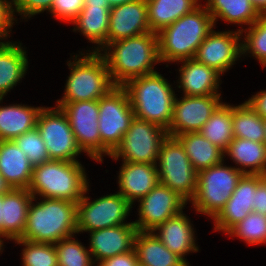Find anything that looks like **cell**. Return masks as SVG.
<instances>
[{
	"label": "cell",
	"mask_w": 266,
	"mask_h": 266,
	"mask_svg": "<svg viewBox=\"0 0 266 266\" xmlns=\"http://www.w3.org/2000/svg\"><path fill=\"white\" fill-rule=\"evenodd\" d=\"M101 51L115 86L157 72L153 66L160 62L158 36L154 32L110 42Z\"/></svg>",
	"instance_id": "6da1fadb"
},
{
	"label": "cell",
	"mask_w": 266,
	"mask_h": 266,
	"mask_svg": "<svg viewBox=\"0 0 266 266\" xmlns=\"http://www.w3.org/2000/svg\"><path fill=\"white\" fill-rule=\"evenodd\" d=\"M32 198L27 221L20 239L35 243L56 244L77 233V203L44 198L36 204Z\"/></svg>",
	"instance_id": "7a4b0ae2"
},
{
	"label": "cell",
	"mask_w": 266,
	"mask_h": 266,
	"mask_svg": "<svg viewBox=\"0 0 266 266\" xmlns=\"http://www.w3.org/2000/svg\"><path fill=\"white\" fill-rule=\"evenodd\" d=\"M199 5L157 33L160 62L193 59L199 45L213 30L214 20L206 7Z\"/></svg>",
	"instance_id": "3957f363"
},
{
	"label": "cell",
	"mask_w": 266,
	"mask_h": 266,
	"mask_svg": "<svg viewBox=\"0 0 266 266\" xmlns=\"http://www.w3.org/2000/svg\"><path fill=\"white\" fill-rule=\"evenodd\" d=\"M122 87L128 94L134 117L169 131L175 92L161 74L154 72L136 77Z\"/></svg>",
	"instance_id": "277c9868"
},
{
	"label": "cell",
	"mask_w": 266,
	"mask_h": 266,
	"mask_svg": "<svg viewBox=\"0 0 266 266\" xmlns=\"http://www.w3.org/2000/svg\"><path fill=\"white\" fill-rule=\"evenodd\" d=\"M89 188L86 173L78 161L50 160L33 167L28 191L33 197L78 203Z\"/></svg>",
	"instance_id": "5b68a950"
},
{
	"label": "cell",
	"mask_w": 266,
	"mask_h": 266,
	"mask_svg": "<svg viewBox=\"0 0 266 266\" xmlns=\"http://www.w3.org/2000/svg\"><path fill=\"white\" fill-rule=\"evenodd\" d=\"M68 66L71 67L70 75L57 106L60 103L99 100L115 87L101 52L93 51L78 59L76 55L75 61H68Z\"/></svg>",
	"instance_id": "8992f818"
},
{
	"label": "cell",
	"mask_w": 266,
	"mask_h": 266,
	"mask_svg": "<svg viewBox=\"0 0 266 266\" xmlns=\"http://www.w3.org/2000/svg\"><path fill=\"white\" fill-rule=\"evenodd\" d=\"M244 173L223 163L198 172L197 188L192 204L195 210L212 219L225 206Z\"/></svg>",
	"instance_id": "52a82bcc"
},
{
	"label": "cell",
	"mask_w": 266,
	"mask_h": 266,
	"mask_svg": "<svg viewBox=\"0 0 266 266\" xmlns=\"http://www.w3.org/2000/svg\"><path fill=\"white\" fill-rule=\"evenodd\" d=\"M159 183L177 192L186 201L196 193L198 172L193 168L183 145L176 137L167 136L158 154Z\"/></svg>",
	"instance_id": "ba28073f"
},
{
	"label": "cell",
	"mask_w": 266,
	"mask_h": 266,
	"mask_svg": "<svg viewBox=\"0 0 266 266\" xmlns=\"http://www.w3.org/2000/svg\"><path fill=\"white\" fill-rule=\"evenodd\" d=\"M99 132L102 154H111L121 144L134 118V111L127 92L122 86H115L98 100Z\"/></svg>",
	"instance_id": "9c48e42d"
},
{
	"label": "cell",
	"mask_w": 266,
	"mask_h": 266,
	"mask_svg": "<svg viewBox=\"0 0 266 266\" xmlns=\"http://www.w3.org/2000/svg\"><path fill=\"white\" fill-rule=\"evenodd\" d=\"M168 133L158 125L134 117L121 144L111 154L123 162L157 164L160 147Z\"/></svg>",
	"instance_id": "30bf717a"
},
{
	"label": "cell",
	"mask_w": 266,
	"mask_h": 266,
	"mask_svg": "<svg viewBox=\"0 0 266 266\" xmlns=\"http://www.w3.org/2000/svg\"><path fill=\"white\" fill-rule=\"evenodd\" d=\"M41 138L44 140L50 160L77 161L81 152L65 112L60 108H42L37 118Z\"/></svg>",
	"instance_id": "8fae6325"
},
{
	"label": "cell",
	"mask_w": 266,
	"mask_h": 266,
	"mask_svg": "<svg viewBox=\"0 0 266 266\" xmlns=\"http://www.w3.org/2000/svg\"><path fill=\"white\" fill-rule=\"evenodd\" d=\"M132 205L119 193L89 202L83 196L77 203V233L119 226L129 215Z\"/></svg>",
	"instance_id": "7c38bea8"
},
{
	"label": "cell",
	"mask_w": 266,
	"mask_h": 266,
	"mask_svg": "<svg viewBox=\"0 0 266 266\" xmlns=\"http://www.w3.org/2000/svg\"><path fill=\"white\" fill-rule=\"evenodd\" d=\"M70 123L78 146L96 162H102L98 100L60 103Z\"/></svg>",
	"instance_id": "4fadbf2b"
},
{
	"label": "cell",
	"mask_w": 266,
	"mask_h": 266,
	"mask_svg": "<svg viewBox=\"0 0 266 266\" xmlns=\"http://www.w3.org/2000/svg\"><path fill=\"white\" fill-rule=\"evenodd\" d=\"M139 220L134 221L138 231H153L165 220L182 212L187 201L177 192L158 183L139 200Z\"/></svg>",
	"instance_id": "5bb4252c"
},
{
	"label": "cell",
	"mask_w": 266,
	"mask_h": 266,
	"mask_svg": "<svg viewBox=\"0 0 266 266\" xmlns=\"http://www.w3.org/2000/svg\"><path fill=\"white\" fill-rule=\"evenodd\" d=\"M220 95L175 97L168 136L199 132L216 108L222 103Z\"/></svg>",
	"instance_id": "9a60e30c"
},
{
	"label": "cell",
	"mask_w": 266,
	"mask_h": 266,
	"mask_svg": "<svg viewBox=\"0 0 266 266\" xmlns=\"http://www.w3.org/2000/svg\"><path fill=\"white\" fill-rule=\"evenodd\" d=\"M243 31V29L235 32L212 30L199 45L194 59L223 74L242 55V42L239 38Z\"/></svg>",
	"instance_id": "2e32d148"
},
{
	"label": "cell",
	"mask_w": 266,
	"mask_h": 266,
	"mask_svg": "<svg viewBox=\"0 0 266 266\" xmlns=\"http://www.w3.org/2000/svg\"><path fill=\"white\" fill-rule=\"evenodd\" d=\"M264 177L263 175L251 174L242 176L225 206L212 219L215 221V231L227 233L253 211L257 184Z\"/></svg>",
	"instance_id": "e0dca14e"
},
{
	"label": "cell",
	"mask_w": 266,
	"mask_h": 266,
	"mask_svg": "<svg viewBox=\"0 0 266 266\" xmlns=\"http://www.w3.org/2000/svg\"><path fill=\"white\" fill-rule=\"evenodd\" d=\"M149 32L146 0L111 7L107 44Z\"/></svg>",
	"instance_id": "ac0fdd59"
},
{
	"label": "cell",
	"mask_w": 266,
	"mask_h": 266,
	"mask_svg": "<svg viewBox=\"0 0 266 266\" xmlns=\"http://www.w3.org/2000/svg\"><path fill=\"white\" fill-rule=\"evenodd\" d=\"M136 225L131 222L90 232V253L98 264L108 258L134 251Z\"/></svg>",
	"instance_id": "d6986e66"
},
{
	"label": "cell",
	"mask_w": 266,
	"mask_h": 266,
	"mask_svg": "<svg viewBox=\"0 0 266 266\" xmlns=\"http://www.w3.org/2000/svg\"><path fill=\"white\" fill-rule=\"evenodd\" d=\"M119 172L118 193L131 205L159 183L157 164L124 162Z\"/></svg>",
	"instance_id": "ffe728a7"
},
{
	"label": "cell",
	"mask_w": 266,
	"mask_h": 266,
	"mask_svg": "<svg viewBox=\"0 0 266 266\" xmlns=\"http://www.w3.org/2000/svg\"><path fill=\"white\" fill-rule=\"evenodd\" d=\"M32 198L28 189L12 188L2 194L1 236L9 240L22 237Z\"/></svg>",
	"instance_id": "44dd1931"
},
{
	"label": "cell",
	"mask_w": 266,
	"mask_h": 266,
	"mask_svg": "<svg viewBox=\"0 0 266 266\" xmlns=\"http://www.w3.org/2000/svg\"><path fill=\"white\" fill-rule=\"evenodd\" d=\"M178 62L184 63L180 69V85L184 96H208L220 95L217 89L219 87L218 73L213 68L206 66L193 59H185Z\"/></svg>",
	"instance_id": "7402d4cb"
},
{
	"label": "cell",
	"mask_w": 266,
	"mask_h": 266,
	"mask_svg": "<svg viewBox=\"0 0 266 266\" xmlns=\"http://www.w3.org/2000/svg\"><path fill=\"white\" fill-rule=\"evenodd\" d=\"M156 237L171 251L181 257L186 263L185 254L188 252H197L198 247L195 244L194 231L189 218L183 214V211L174 217L165 220L157 226L152 232L158 231Z\"/></svg>",
	"instance_id": "603a6c76"
},
{
	"label": "cell",
	"mask_w": 266,
	"mask_h": 266,
	"mask_svg": "<svg viewBox=\"0 0 266 266\" xmlns=\"http://www.w3.org/2000/svg\"><path fill=\"white\" fill-rule=\"evenodd\" d=\"M33 166L13 140L0 141V174L11 188L28 189Z\"/></svg>",
	"instance_id": "cb8c5ba5"
},
{
	"label": "cell",
	"mask_w": 266,
	"mask_h": 266,
	"mask_svg": "<svg viewBox=\"0 0 266 266\" xmlns=\"http://www.w3.org/2000/svg\"><path fill=\"white\" fill-rule=\"evenodd\" d=\"M138 266H183L186 262L171 252L152 231H138L134 247Z\"/></svg>",
	"instance_id": "d4e9b609"
},
{
	"label": "cell",
	"mask_w": 266,
	"mask_h": 266,
	"mask_svg": "<svg viewBox=\"0 0 266 266\" xmlns=\"http://www.w3.org/2000/svg\"><path fill=\"white\" fill-rule=\"evenodd\" d=\"M26 51L17 43H0V98L16 86L27 73Z\"/></svg>",
	"instance_id": "484cf974"
},
{
	"label": "cell",
	"mask_w": 266,
	"mask_h": 266,
	"mask_svg": "<svg viewBox=\"0 0 266 266\" xmlns=\"http://www.w3.org/2000/svg\"><path fill=\"white\" fill-rule=\"evenodd\" d=\"M2 100L3 98H0V103ZM42 108L20 104L0 106V141L13 140L36 128L37 118Z\"/></svg>",
	"instance_id": "4316f807"
},
{
	"label": "cell",
	"mask_w": 266,
	"mask_h": 266,
	"mask_svg": "<svg viewBox=\"0 0 266 266\" xmlns=\"http://www.w3.org/2000/svg\"><path fill=\"white\" fill-rule=\"evenodd\" d=\"M224 153L230 156L237 165H241L237 169L242 173L266 175V145L264 143L234 137ZM246 167L250 170H246Z\"/></svg>",
	"instance_id": "83f0119b"
},
{
	"label": "cell",
	"mask_w": 266,
	"mask_h": 266,
	"mask_svg": "<svg viewBox=\"0 0 266 266\" xmlns=\"http://www.w3.org/2000/svg\"><path fill=\"white\" fill-rule=\"evenodd\" d=\"M111 7H96L84 5L79 15L72 21L76 25L73 31H81L92 43L100 46L94 52H101L107 45V33L109 28Z\"/></svg>",
	"instance_id": "f1b7e54d"
},
{
	"label": "cell",
	"mask_w": 266,
	"mask_h": 266,
	"mask_svg": "<svg viewBox=\"0 0 266 266\" xmlns=\"http://www.w3.org/2000/svg\"><path fill=\"white\" fill-rule=\"evenodd\" d=\"M176 138L183 145L193 168L199 172L223 162L224 152L200 132L180 134Z\"/></svg>",
	"instance_id": "f546056e"
},
{
	"label": "cell",
	"mask_w": 266,
	"mask_h": 266,
	"mask_svg": "<svg viewBox=\"0 0 266 266\" xmlns=\"http://www.w3.org/2000/svg\"><path fill=\"white\" fill-rule=\"evenodd\" d=\"M146 5L150 30L158 33L200 4L198 0H146Z\"/></svg>",
	"instance_id": "4dcf8cb0"
},
{
	"label": "cell",
	"mask_w": 266,
	"mask_h": 266,
	"mask_svg": "<svg viewBox=\"0 0 266 266\" xmlns=\"http://www.w3.org/2000/svg\"><path fill=\"white\" fill-rule=\"evenodd\" d=\"M204 6L212 15L214 24L217 18H221L229 23L250 27L260 17L250 0H207Z\"/></svg>",
	"instance_id": "1f68e13d"
},
{
	"label": "cell",
	"mask_w": 266,
	"mask_h": 266,
	"mask_svg": "<svg viewBox=\"0 0 266 266\" xmlns=\"http://www.w3.org/2000/svg\"><path fill=\"white\" fill-rule=\"evenodd\" d=\"M232 127V106L222 102L199 132L224 152L234 139Z\"/></svg>",
	"instance_id": "d6a6232c"
},
{
	"label": "cell",
	"mask_w": 266,
	"mask_h": 266,
	"mask_svg": "<svg viewBox=\"0 0 266 266\" xmlns=\"http://www.w3.org/2000/svg\"><path fill=\"white\" fill-rule=\"evenodd\" d=\"M232 126L234 137L264 143L263 118L254 112L246 102L232 106Z\"/></svg>",
	"instance_id": "836d02e7"
},
{
	"label": "cell",
	"mask_w": 266,
	"mask_h": 266,
	"mask_svg": "<svg viewBox=\"0 0 266 266\" xmlns=\"http://www.w3.org/2000/svg\"><path fill=\"white\" fill-rule=\"evenodd\" d=\"M226 234L239 237L249 245L266 244V214L252 211Z\"/></svg>",
	"instance_id": "e575fe53"
},
{
	"label": "cell",
	"mask_w": 266,
	"mask_h": 266,
	"mask_svg": "<svg viewBox=\"0 0 266 266\" xmlns=\"http://www.w3.org/2000/svg\"><path fill=\"white\" fill-rule=\"evenodd\" d=\"M71 237L54 244L58 266H92V255L78 240Z\"/></svg>",
	"instance_id": "d590c367"
},
{
	"label": "cell",
	"mask_w": 266,
	"mask_h": 266,
	"mask_svg": "<svg viewBox=\"0 0 266 266\" xmlns=\"http://www.w3.org/2000/svg\"><path fill=\"white\" fill-rule=\"evenodd\" d=\"M14 241L25 246L22 252L23 266H58L54 244L35 243L24 239Z\"/></svg>",
	"instance_id": "8d00e7d4"
},
{
	"label": "cell",
	"mask_w": 266,
	"mask_h": 266,
	"mask_svg": "<svg viewBox=\"0 0 266 266\" xmlns=\"http://www.w3.org/2000/svg\"><path fill=\"white\" fill-rule=\"evenodd\" d=\"M246 37L242 41V54L252 53L260 64L266 66V14H261L248 30L244 31Z\"/></svg>",
	"instance_id": "74e56055"
},
{
	"label": "cell",
	"mask_w": 266,
	"mask_h": 266,
	"mask_svg": "<svg viewBox=\"0 0 266 266\" xmlns=\"http://www.w3.org/2000/svg\"><path fill=\"white\" fill-rule=\"evenodd\" d=\"M13 141L27 155L33 167L50 161L44 140L37 128L14 138Z\"/></svg>",
	"instance_id": "f35d334b"
},
{
	"label": "cell",
	"mask_w": 266,
	"mask_h": 266,
	"mask_svg": "<svg viewBox=\"0 0 266 266\" xmlns=\"http://www.w3.org/2000/svg\"><path fill=\"white\" fill-rule=\"evenodd\" d=\"M84 0H54L51 12L56 19L72 22L81 12Z\"/></svg>",
	"instance_id": "ab89813d"
},
{
	"label": "cell",
	"mask_w": 266,
	"mask_h": 266,
	"mask_svg": "<svg viewBox=\"0 0 266 266\" xmlns=\"http://www.w3.org/2000/svg\"><path fill=\"white\" fill-rule=\"evenodd\" d=\"M16 12L25 18L34 16L45 10L51 12L54 0H12Z\"/></svg>",
	"instance_id": "60d3db41"
},
{
	"label": "cell",
	"mask_w": 266,
	"mask_h": 266,
	"mask_svg": "<svg viewBox=\"0 0 266 266\" xmlns=\"http://www.w3.org/2000/svg\"><path fill=\"white\" fill-rule=\"evenodd\" d=\"M12 1L0 0V40L8 37L9 30L14 24L15 18ZM2 38V39H1Z\"/></svg>",
	"instance_id": "b9f144b4"
},
{
	"label": "cell",
	"mask_w": 266,
	"mask_h": 266,
	"mask_svg": "<svg viewBox=\"0 0 266 266\" xmlns=\"http://www.w3.org/2000/svg\"><path fill=\"white\" fill-rule=\"evenodd\" d=\"M96 266H138L136 251H128L101 261Z\"/></svg>",
	"instance_id": "7bdbcfd3"
},
{
	"label": "cell",
	"mask_w": 266,
	"mask_h": 266,
	"mask_svg": "<svg viewBox=\"0 0 266 266\" xmlns=\"http://www.w3.org/2000/svg\"><path fill=\"white\" fill-rule=\"evenodd\" d=\"M253 211L257 213L266 214V175L257 184L255 192V201L253 202Z\"/></svg>",
	"instance_id": "ee69618b"
},
{
	"label": "cell",
	"mask_w": 266,
	"mask_h": 266,
	"mask_svg": "<svg viewBox=\"0 0 266 266\" xmlns=\"http://www.w3.org/2000/svg\"><path fill=\"white\" fill-rule=\"evenodd\" d=\"M247 105L263 119L266 118V91L258 92L245 101Z\"/></svg>",
	"instance_id": "f6af8a7d"
},
{
	"label": "cell",
	"mask_w": 266,
	"mask_h": 266,
	"mask_svg": "<svg viewBox=\"0 0 266 266\" xmlns=\"http://www.w3.org/2000/svg\"><path fill=\"white\" fill-rule=\"evenodd\" d=\"M250 1L260 15L266 14V0H250Z\"/></svg>",
	"instance_id": "bcb514c9"
},
{
	"label": "cell",
	"mask_w": 266,
	"mask_h": 266,
	"mask_svg": "<svg viewBox=\"0 0 266 266\" xmlns=\"http://www.w3.org/2000/svg\"><path fill=\"white\" fill-rule=\"evenodd\" d=\"M84 5H92L96 7H110L107 0H84Z\"/></svg>",
	"instance_id": "7dc6e473"
},
{
	"label": "cell",
	"mask_w": 266,
	"mask_h": 266,
	"mask_svg": "<svg viewBox=\"0 0 266 266\" xmlns=\"http://www.w3.org/2000/svg\"><path fill=\"white\" fill-rule=\"evenodd\" d=\"M12 188L6 182L4 177L0 174V194H5L9 192Z\"/></svg>",
	"instance_id": "c3c4849f"
},
{
	"label": "cell",
	"mask_w": 266,
	"mask_h": 266,
	"mask_svg": "<svg viewBox=\"0 0 266 266\" xmlns=\"http://www.w3.org/2000/svg\"><path fill=\"white\" fill-rule=\"evenodd\" d=\"M137 0H107L108 4L110 7L118 6V5H123L126 3H131Z\"/></svg>",
	"instance_id": "681fc988"
},
{
	"label": "cell",
	"mask_w": 266,
	"mask_h": 266,
	"mask_svg": "<svg viewBox=\"0 0 266 266\" xmlns=\"http://www.w3.org/2000/svg\"><path fill=\"white\" fill-rule=\"evenodd\" d=\"M1 221H2V194H0V235H1Z\"/></svg>",
	"instance_id": "f907efd6"
},
{
	"label": "cell",
	"mask_w": 266,
	"mask_h": 266,
	"mask_svg": "<svg viewBox=\"0 0 266 266\" xmlns=\"http://www.w3.org/2000/svg\"><path fill=\"white\" fill-rule=\"evenodd\" d=\"M264 122V127H265V140H264V144L266 145V118L263 119Z\"/></svg>",
	"instance_id": "816d5d0a"
},
{
	"label": "cell",
	"mask_w": 266,
	"mask_h": 266,
	"mask_svg": "<svg viewBox=\"0 0 266 266\" xmlns=\"http://www.w3.org/2000/svg\"><path fill=\"white\" fill-rule=\"evenodd\" d=\"M0 237L3 238V236H1V235H0ZM2 246H3V240L0 238V251H1V249H2Z\"/></svg>",
	"instance_id": "f5cc1de1"
}]
</instances>
